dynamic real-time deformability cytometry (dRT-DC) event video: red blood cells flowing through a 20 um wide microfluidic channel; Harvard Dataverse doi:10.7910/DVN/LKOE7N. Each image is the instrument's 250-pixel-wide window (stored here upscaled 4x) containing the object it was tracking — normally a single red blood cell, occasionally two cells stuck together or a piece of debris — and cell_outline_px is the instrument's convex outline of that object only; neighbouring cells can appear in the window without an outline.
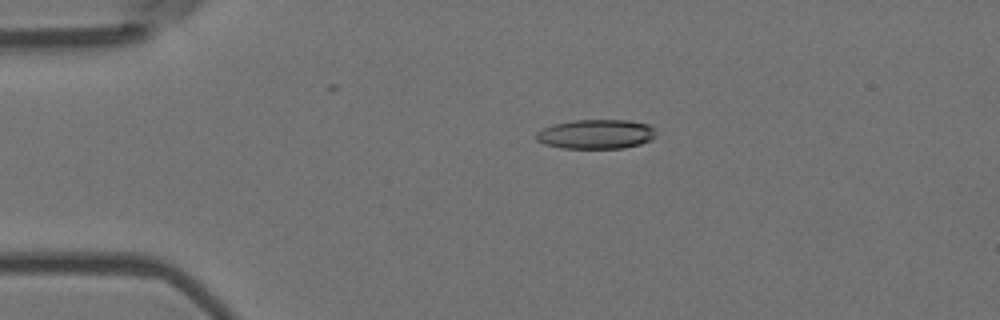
{"species": "Egyptian fruit bat (a non-hibernating species)", "species_latin": "Rousettus aegyptiacus", "temperature_condition": "room temperature", "stored_images_in_passage": 5, "camera_frame_rate_fps": 3000, "um_per_image_px": 0.085, "animal": {"sex": "female"}, "frame": {"image": 1, "passage_image": 4, "time_ms": 1.0, "image_size_px": [1000, 320], "cell_outline_px": [[656, 136], [652, 140], [640, 144], [624, 148], [560, 148], [544, 144], [536, 140], [536, 132], [552, 124], [572, 120], [628, 120], [648, 124], [656, 128]], "centroid_in_image_um": [50.68, 11.4], "position_along_channel_um": 34.3, "area_um2": 20.81}}